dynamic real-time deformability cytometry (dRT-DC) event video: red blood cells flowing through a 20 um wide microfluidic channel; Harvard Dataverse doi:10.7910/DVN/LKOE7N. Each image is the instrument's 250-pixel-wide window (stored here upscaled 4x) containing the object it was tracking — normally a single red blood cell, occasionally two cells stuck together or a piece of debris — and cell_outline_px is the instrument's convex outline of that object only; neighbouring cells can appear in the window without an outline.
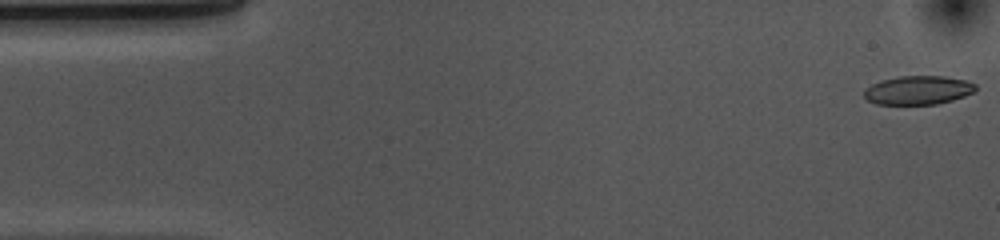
{"species": "common noctule bat (a hibernating species)", "species_latin": "Nyctalus noctula", "temperature_condition": "cold", "stored_images_in_passage": 53, "camera_frame_rate_fps": 3000, "um_per_image_px": 0.085, "animal": {"sex": "female", "body_mass_g": 10.0, "forearm_length_mm": 53.1}, "frame": {"image": 1, "passage_image": 1, "time_ms": 0.0, "image_size_px": [1000, 240], "cell_outline_px": [[976, 92], [952, 100], [936, 104], [876, 104], [868, 100], [864, 96], [864, 88], [880, 80], [900, 76], [944, 76], [964, 80], [976, 84]], "centroid_in_image_um": [78.03, 7.66], "position_along_channel_um": 7.0, "area_um2": 18.73}}
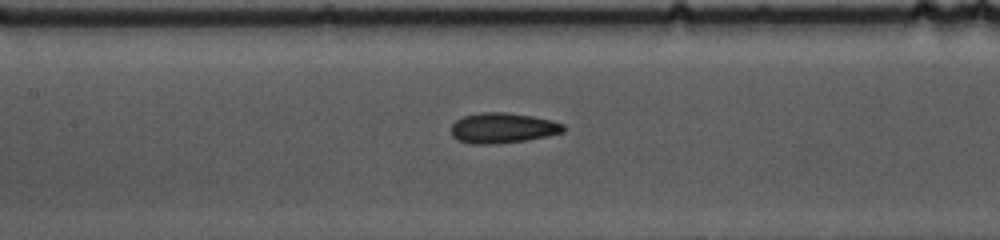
{"frame": {"image": 2, "passage_image": 23, "time_ms": 7.333, "image_size_px": [1000, 240], "cell_outline_px": [[564, 132], [548, 136], [524, 140], [496, 144], [472, 144], [460, 140], [452, 136], [452, 124], [456, 120], [464, 116], [480, 112], [504, 112], [532, 116], [552, 120], [564, 124]], "centroid_in_image_um": [42.74, 10.87], "position_along_channel_um": 164.7, "area_um2": 19.77}}
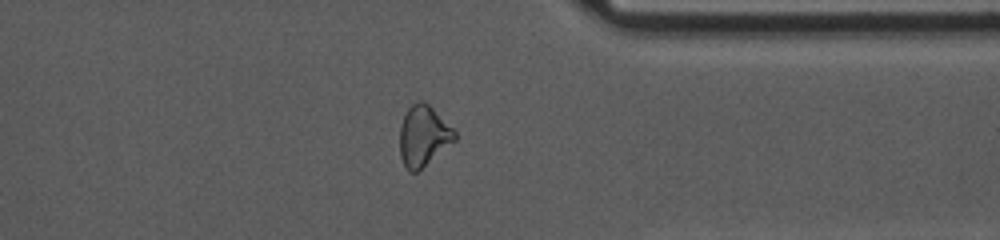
{"frame": {"image": 3, "passage_image": 41, "time_ms": 13.333, "image_size_px": [1000, 240], "cell_outline_px": [[456, 140], [416, 172], [408, 172], [400, 156], [400, 124], [408, 108], [412, 104], [420, 100], [424, 100], [456, 132]], "centroid_in_image_um": [35.97, 11.55], "position_along_channel_um": 375.4, "area_um2": 19.13}, "authors_computed_cell_mechanics": {"area_um2": 19.5942, "velocity_mm_per_s": 3.6623, "shape_relaxation_time_tau1_ms": 3.6419, "shape_relaxation_time_tau2_ms": 2.6895, "deformation_change_tau1": 0.128, "deformation_change_tau2": 0.11}}